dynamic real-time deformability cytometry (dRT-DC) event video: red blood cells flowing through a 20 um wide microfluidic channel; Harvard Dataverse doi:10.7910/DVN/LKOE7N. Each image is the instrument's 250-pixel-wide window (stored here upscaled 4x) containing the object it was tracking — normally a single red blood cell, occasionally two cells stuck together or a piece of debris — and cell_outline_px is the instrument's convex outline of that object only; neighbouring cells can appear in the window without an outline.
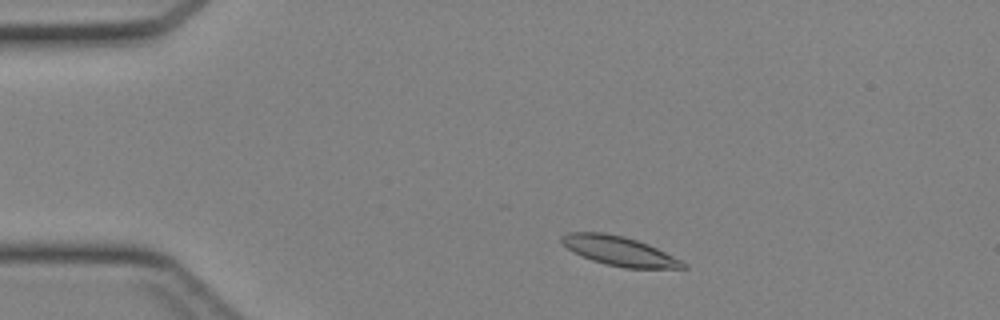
{"species": "Egyptian fruit bat (a non-hibernating species)", "species_latin": "Rousettus aegyptiacus", "temperature_condition": "cold", "stored_images_in_passage": 40, "camera_frame_rate_fps": 3000, "um_per_image_px": 0.085, "animal": {"sex": "female"}, "frame": {"image": 1, "passage_image": 4, "time_ms": 1.0, "image_size_px": [1000, 320], "cell_outline_px": [[688, 268], [624, 268], [604, 264], [592, 260], [572, 252], [560, 240], [560, 236], [568, 232], [604, 232], [624, 236], [648, 244], [680, 260]], "centroid_in_image_um": [52.58, 21.32], "position_along_channel_um": 32.4, "area_um2": 20.58}}
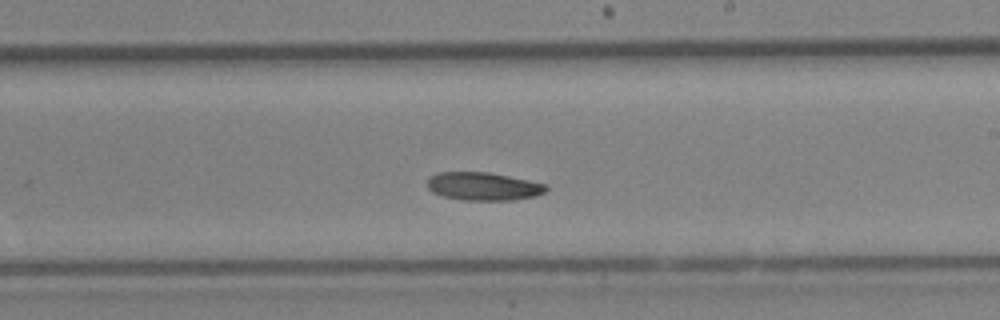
{"frame": {"image": 2, "passage_image": 22, "time_ms": 7.0, "image_size_px": [1000, 320], "cell_outline_px": [[548, 188], [544, 192], [536, 196], [512, 200], [460, 200], [444, 196], [432, 192], [428, 188], [428, 176], [436, 172], [488, 172], [528, 180], [544, 184]], "centroid_in_image_um": [41.04, 15.84], "position_along_channel_um": 248.0, "area_um2": 19.42}}
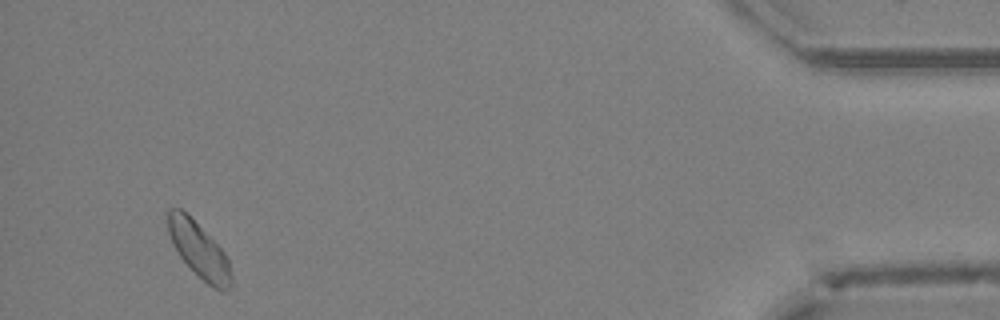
{"frame": {"image": 3, "passage_image": 38, "time_ms": 12.333, "image_size_px": [1000, 320], "cell_outline_px": [[232, 276], [228, 288], [220, 292], [212, 288], [180, 256], [172, 244], [168, 232], [168, 208], [180, 208], [224, 252], [228, 260]], "centroid_in_image_um": [16.9, 21.27], "position_along_channel_um": 418.3, "area_um2": 19.59}}